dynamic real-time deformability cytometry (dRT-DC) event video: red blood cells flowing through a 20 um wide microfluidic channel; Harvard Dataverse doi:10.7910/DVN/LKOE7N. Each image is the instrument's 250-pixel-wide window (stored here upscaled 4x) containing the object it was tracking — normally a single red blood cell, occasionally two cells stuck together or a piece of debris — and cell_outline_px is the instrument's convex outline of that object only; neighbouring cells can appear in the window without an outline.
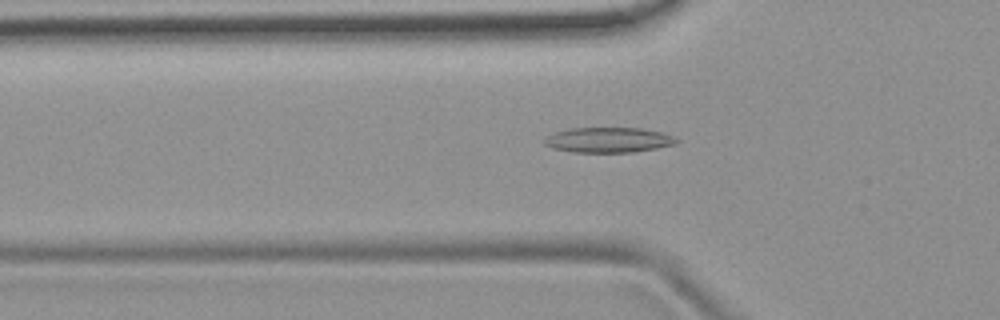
{"species": "common noctule bat (a hibernating species)", "species_latin": "Nyctalus noctula", "temperature_condition": "room temperature", "stored_images_in_passage": 45, "camera_frame_rate_fps": 3000, "um_per_image_px": 0.085, "animal": {"sex": "female", "body_mass_g": 19.9}, "frame": {"image": 1, "passage_image": 10, "time_ms": 3.0, "image_size_px": [1000, 320], "cell_outline_px": [[680, 140], [676, 144], [656, 148], [632, 152], [572, 152], [552, 148], [544, 144], [544, 140], [548, 136], [556, 132], [568, 128], [640, 128], [664, 132]], "centroid_in_image_um": [51.74, 11.89], "position_along_channel_um": 74.1, "area_um2": 19.36}}
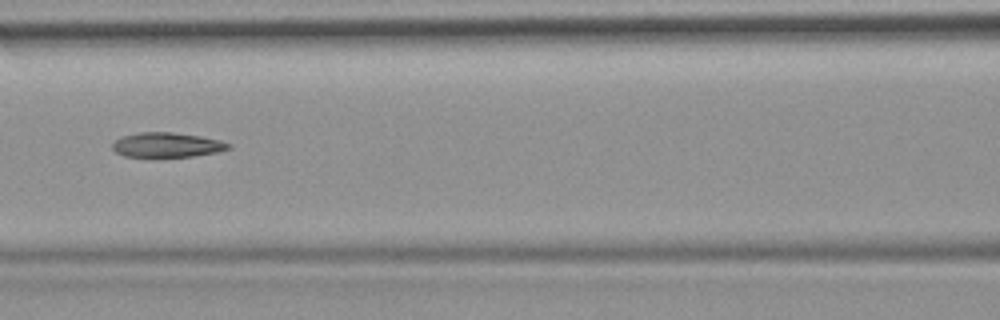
{"frame": {"image": 2, "passage_image": 16, "time_ms": 5.0, "image_size_px": [1000, 320], "cell_outline_px": [[232, 148], [216, 152], [192, 156], [124, 156], [116, 152], [112, 148], [112, 144], [120, 136], [140, 132], [172, 132], [200, 136], [220, 140], [232, 144]], "centroid_in_image_um": [14.2, 12.3], "position_along_channel_um": 152.4, "area_um2": 16.59}}
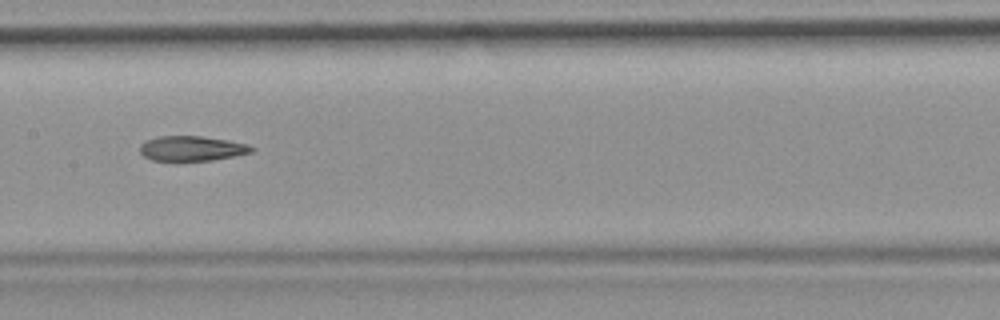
{"frame": {"image": 3, "passage_image": 19, "time_ms": 6.0, "image_size_px": [1000, 320], "cell_outline_px": [[256, 148], [252, 152], [236, 156], [212, 160], [176, 164], [152, 160], [144, 156], [140, 152], [140, 144], [144, 140], [156, 136], [200, 136], [228, 140], [248, 144]], "centroid_in_image_um": [16.26, 12.66], "position_along_channel_um": 191.1, "area_um2": 17.17}, "authors_computed_cell_mechanics": {"area_um2": 17.2822, "velocity_mm_per_s": 3.894, "shape_relaxation_time_tau1_ms": null, "shape_relaxation_time_tau2_ms": 5.7481, "deformation_change_tau1": null, "deformation_change_tau2": 0.1659}}